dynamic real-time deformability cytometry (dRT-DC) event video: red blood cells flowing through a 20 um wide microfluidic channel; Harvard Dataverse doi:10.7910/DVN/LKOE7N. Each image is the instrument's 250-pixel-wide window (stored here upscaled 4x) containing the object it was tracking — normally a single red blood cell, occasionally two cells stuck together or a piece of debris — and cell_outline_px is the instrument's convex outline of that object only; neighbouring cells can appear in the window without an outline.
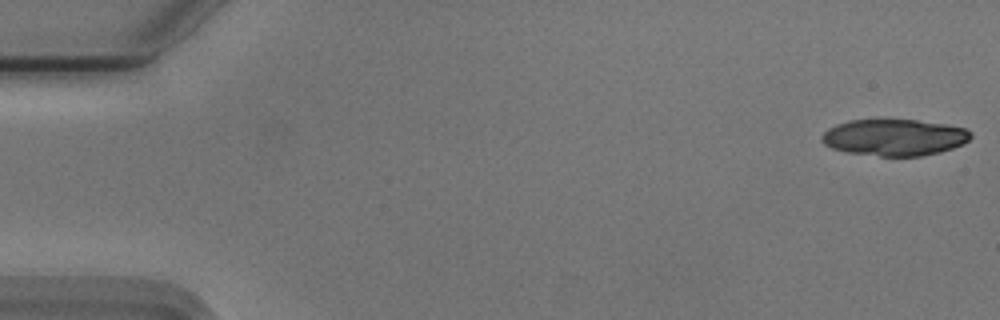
{"species": "Egyptian fruit bat (a non-hibernating species)", "species_latin": "Rousettus aegyptiacus", "temperature_condition": "cold", "stored_images_in_passage": 19, "camera_frame_rate_fps": 3000, "um_per_image_px": 0.085, "animal": {"sex": "male"}, "frame": {"image": 1, "passage_image": 1, "time_ms": 0.0, "image_size_px": [1000, 320], "cell_outline_px": [[972, 136], [964, 144], [940, 152], [920, 156], [880, 156], [848, 152], [832, 148], [824, 144], [820, 140], [820, 136], [828, 128], [836, 124], [848, 120], [916, 120], [948, 124], [964, 128], [972, 132]], "centroid_in_image_um": [76.02, 11.67], "position_along_channel_um": 9.0, "area_um2": 31.85}}